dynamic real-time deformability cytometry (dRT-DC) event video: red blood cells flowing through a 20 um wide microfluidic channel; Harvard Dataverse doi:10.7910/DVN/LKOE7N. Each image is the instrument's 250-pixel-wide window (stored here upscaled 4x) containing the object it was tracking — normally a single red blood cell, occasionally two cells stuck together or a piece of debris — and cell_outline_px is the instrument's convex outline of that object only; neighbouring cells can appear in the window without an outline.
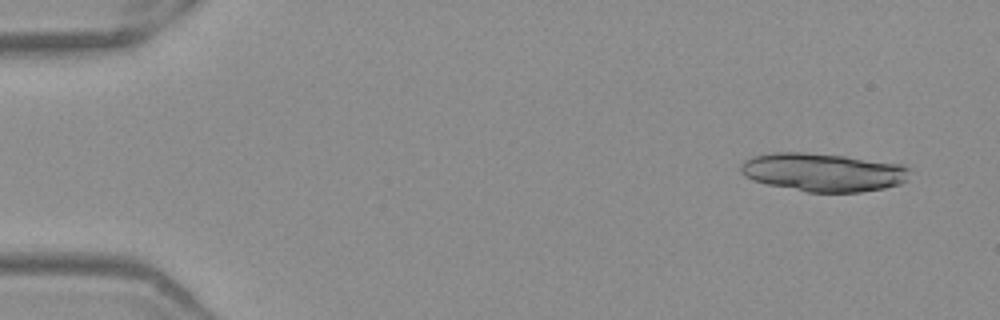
{"species": "Egyptian fruit bat (a non-hibernating species)", "species_latin": "Rousettus aegyptiacus", "temperature_condition": "warm", "stored_images_in_passage": 51, "camera_frame_rate_fps": 3000, "um_per_image_px": 0.085, "frame": {"image": 1, "passage_image": 3, "time_ms": 0.667, "image_size_px": [1000, 320], "cell_outline_px": [[912, 168], [908, 180], [900, 184], [884, 188], [860, 192], [808, 192], [768, 184], [752, 180], [744, 176], [740, 172], [740, 168], [744, 160], [756, 156], [772, 152], [804, 152], [844, 156], [904, 164]], "centroid_in_image_um": [70.02, 14.64], "position_along_channel_um": 15.0, "area_um2": 37.97}}
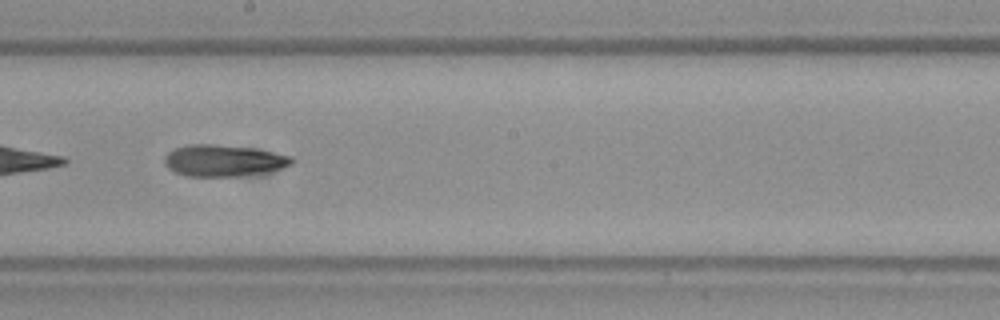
{"frame": {"image": 2, "passage_image": 29, "time_ms": 9.333, "image_size_px": [1000, 320], "cell_outline_px": [[296, 160], [292, 164], [268, 172], [240, 176], [184, 176], [168, 168], [164, 164], [164, 156], [168, 152], [176, 148], [188, 144], [212, 144], [252, 148], [292, 156]], "centroid_in_image_um": [19.0, 13.65], "position_along_channel_um": 229.2, "area_um2": 23.47}}
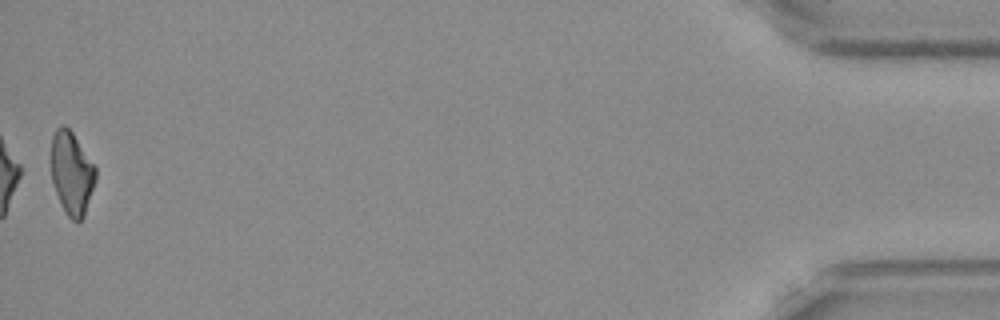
{"frame": {"image": 3, "passage_image": 51, "time_ms": 16.667, "image_size_px": [1000, 320], "cell_outline_px": [[96, 180], [84, 216], [76, 224], [64, 212], [60, 204], [52, 180], [48, 160], [52, 136], [56, 128], [60, 124], [64, 124], [72, 132], [96, 168]], "centroid_in_image_um": [6.05, 14.7], "position_along_channel_um": 429.2, "area_um2": 22.08}, "authors_computed_cell_mechanics": {"area_um2": 23.409, "velocity_mm_per_s": 3.9771, "shape_relaxation_time_tau1_ms": 10.4444, "shape_relaxation_time_tau2_ms": 7.1876, "deformation_change_tau1": 0.2598, "deformation_change_tau2": 0.1822}}